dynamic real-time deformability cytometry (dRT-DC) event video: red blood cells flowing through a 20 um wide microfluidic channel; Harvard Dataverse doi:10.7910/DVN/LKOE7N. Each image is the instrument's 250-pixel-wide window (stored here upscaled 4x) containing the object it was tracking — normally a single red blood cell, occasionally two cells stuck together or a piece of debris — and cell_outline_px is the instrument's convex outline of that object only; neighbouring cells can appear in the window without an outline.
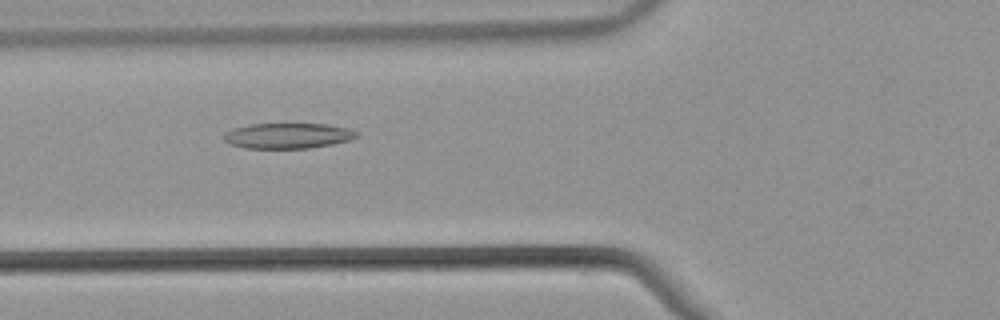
{"species": "common noctule bat (a hibernating species)", "species_latin": "Nyctalus noctula", "temperature_condition": "warm", "stored_images_in_passage": 37, "camera_frame_rate_fps": 3000, "um_per_image_px": 0.085, "animal": {"sex": "male", "body_mass_g": 21.5, "forearm_length_mm": 52.0}, "frame": {"image": 1, "passage_image": 9, "time_ms": 2.667, "image_size_px": [1000, 320], "cell_outline_px": [[360, 136], [348, 140], [332, 144], [308, 148], [244, 148], [232, 144], [224, 140], [224, 132], [232, 128], [248, 124], [284, 120], [328, 124], [348, 128], [360, 132]], "centroid_in_image_um": [24.47, 11.47], "position_along_channel_um": 101.3, "area_um2": 20.92}}
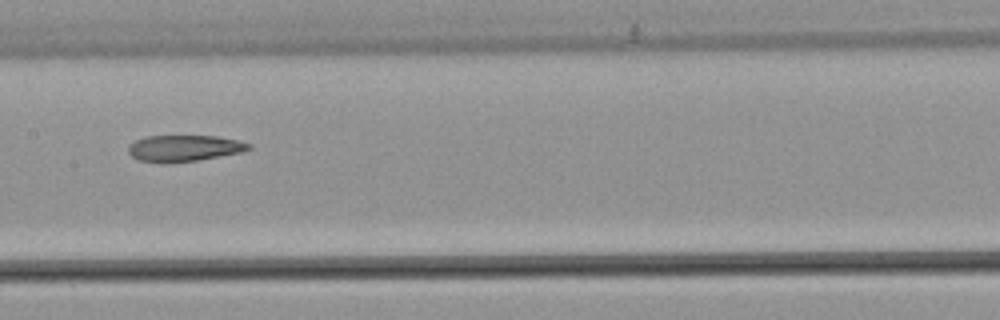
{"frame": {"image": 2, "passage_image": 16, "time_ms": 5.0, "image_size_px": [1000, 320], "cell_outline_px": [[252, 148], [240, 152], [196, 160], [140, 160], [132, 156], [128, 152], [128, 148], [136, 140], [144, 136], [216, 136], [236, 140], [252, 144]], "centroid_in_image_um": [15.7, 12.55], "position_along_channel_um": 191.7, "area_um2": 17.51}}
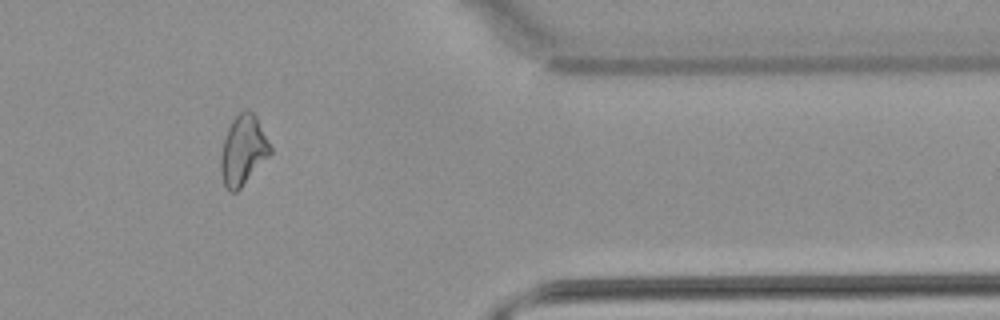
{"frame": {"image": 3, "passage_image": 33, "time_ms": 10.667, "image_size_px": [1000, 320], "cell_outline_px": [[272, 152], [240, 188], [236, 192], [228, 192], [224, 184], [220, 172], [220, 160], [224, 140], [228, 128], [232, 120], [244, 108], [248, 108], [256, 116], [272, 148]], "centroid_in_image_um": [20.65, 12.76], "position_along_channel_um": 390.7, "area_um2": 19.94}, "authors_computed_cell_mechanics": {"area_um2": 19.941, "velocity_mm_per_s": 3.8607, "shape_relaxation_time_tau1_ms": null, "shape_relaxation_time_tau2_ms": 4.0223, "deformation_change_tau1": null, "deformation_change_tau2": 0.1271}}